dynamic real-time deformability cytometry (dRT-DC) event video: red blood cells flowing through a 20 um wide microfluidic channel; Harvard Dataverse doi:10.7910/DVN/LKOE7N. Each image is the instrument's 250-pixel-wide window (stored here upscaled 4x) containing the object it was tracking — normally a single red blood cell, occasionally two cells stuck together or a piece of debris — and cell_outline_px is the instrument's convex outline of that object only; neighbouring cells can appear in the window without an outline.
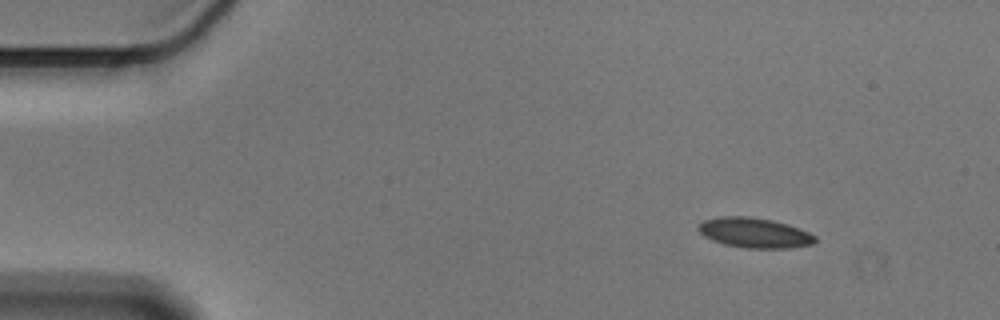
{"species": "Egyptian fruit bat (a non-hibernating species)", "species_latin": "Rousettus aegyptiacus", "temperature_condition": "cold", "stored_images_in_passage": 56, "camera_frame_rate_fps": 3000, "um_per_image_px": 0.085, "animal": {"sex": "male"}, "frame": {"image": 1, "passage_image": 6, "time_ms": 1.667, "image_size_px": [1000, 320], "cell_outline_px": [[816, 240], [812, 244], [792, 248], [744, 248], [724, 244], [712, 240], [704, 236], [696, 228], [704, 220], [720, 216], [748, 216], [772, 220], [788, 224], [800, 228], [816, 236]], "centroid_in_image_um": [64.13, 19.79], "position_along_channel_um": 20.9, "area_um2": 20.52}}
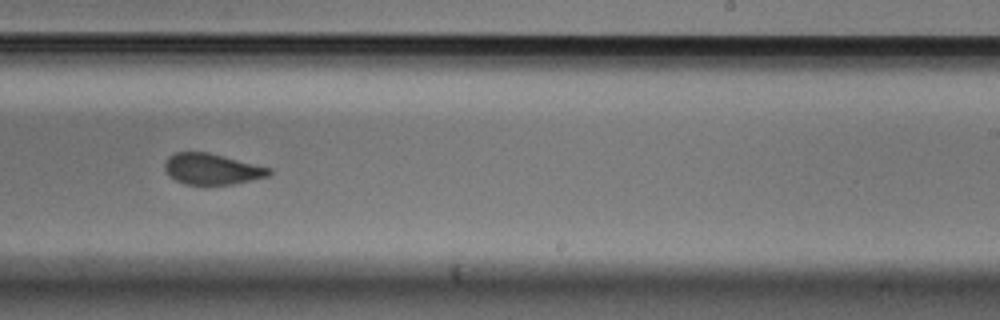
{"frame": {"image": 2, "passage_image": 34, "time_ms": 11.0, "image_size_px": [1000, 320], "cell_outline_px": [[272, 172], [268, 176], [232, 184], [204, 188], [184, 184], [168, 176], [164, 168], [164, 164], [168, 156], [176, 152], [208, 152], [272, 168]], "centroid_in_image_um": [17.98, 14.41], "position_along_channel_um": 271.0, "area_um2": 19.48}}
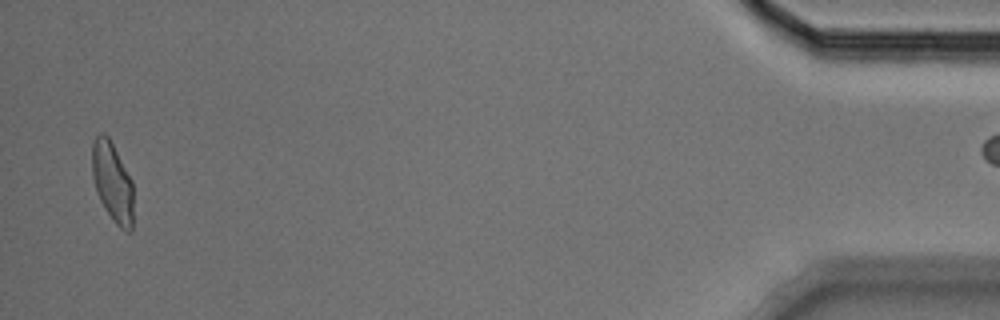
{"frame": {"image": 3, "passage_image": 54, "time_ms": 17.667, "image_size_px": [1000, 320], "cell_outline_px": [[132, 232], [128, 232], [120, 228], [112, 220], [104, 208], [96, 192], [92, 176], [92, 144], [96, 136], [100, 132], [104, 132], [108, 136], [132, 180]], "centroid_in_image_um": [9.54, 15.48], "position_along_channel_um": 425.7, "area_um2": 19.19}, "authors_computed_cell_mechanics": {"area_um2": 20.0566, "velocity_mm_per_s": 3.5742, "shape_relaxation_time_tau1_ms": 5.5066, "shape_relaxation_time_tau2_ms": 1.729, "deformation_change_tau1": 0.1369, "deformation_change_tau2": 0.0574}}